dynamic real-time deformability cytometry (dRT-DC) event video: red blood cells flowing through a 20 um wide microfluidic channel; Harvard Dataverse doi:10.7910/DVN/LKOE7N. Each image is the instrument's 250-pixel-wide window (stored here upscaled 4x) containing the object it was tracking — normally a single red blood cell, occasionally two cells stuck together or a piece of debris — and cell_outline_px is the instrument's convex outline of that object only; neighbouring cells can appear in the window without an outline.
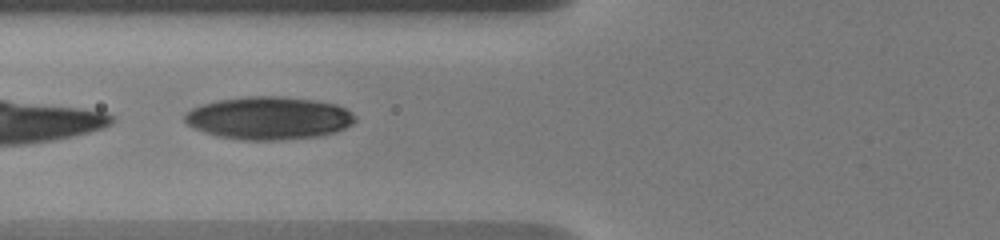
{"species": "human", "species_latin": "Homo sapiens", "temperature_condition": "warm", "stored_images_in_passage": 16, "camera_frame_rate_fps": 3000, "um_per_image_px": 0.085, "donor": {"sex": "male"}, "frame": {"image": 1, "passage_image": 11, "time_ms": 7.333, "image_size_px": [1000, 240], "cell_outline_px": [[356, 120], [352, 124], [336, 132], [320, 136], [284, 140], [244, 140], [216, 136], [204, 132], [188, 124], [184, 120], [184, 112], [192, 108], [216, 100], [248, 96], [280, 96], [312, 100], [336, 104], [352, 112], [356, 116]], "centroid_in_image_um": [22.85, 10.04], "position_along_channel_um": 102.9, "area_um2": 42.66}}
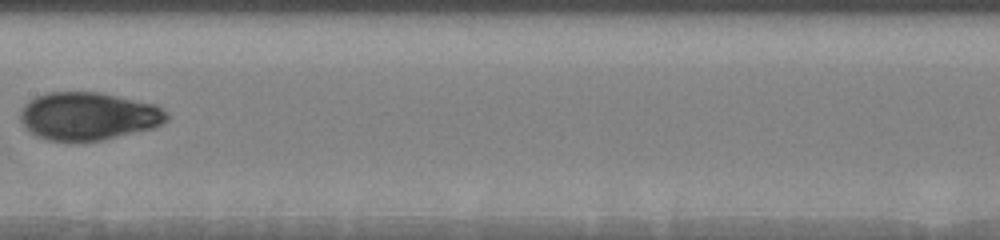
{"frame": {"image": 2, "passage_image": 14, "time_ms": 10.0, "image_size_px": [1000, 240], "cell_outline_px": [[168, 120], [152, 128], [104, 140], [68, 144], [48, 140], [36, 136], [20, 120], [20, 112], [24, 104], [28, 100], [36, 96], [48, 92], [100, 92], [156, 104], [168, 116]], "centroid_in_image_um": [7.47, 9.9], "position_along_channel_um": 199.9, "area_um2": 41.38}}
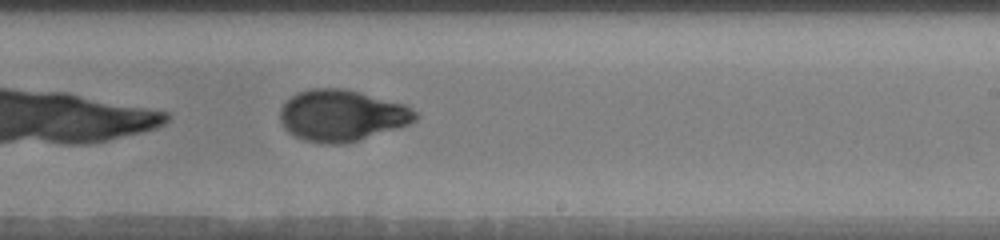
{"frame": {"image": 3, "passage_image": 16, "time_ms": 11.667, "image_size_px": [1000, 240], "cell_outline_px": [[420, 116], [416, 120], [408, 124], [396, 128], [344, 144], [320, 144], [304, 140], [288, 132], [284, 128], [280, 120], [280, 108], [296, 92], [312, 88], [344, 88], [360, 92], [404, 104], [416, 112]], "centroid_in_image_um": [29.02, 9.81], "position_along_channel_um": 260.0, "area_um2": 40.4}}